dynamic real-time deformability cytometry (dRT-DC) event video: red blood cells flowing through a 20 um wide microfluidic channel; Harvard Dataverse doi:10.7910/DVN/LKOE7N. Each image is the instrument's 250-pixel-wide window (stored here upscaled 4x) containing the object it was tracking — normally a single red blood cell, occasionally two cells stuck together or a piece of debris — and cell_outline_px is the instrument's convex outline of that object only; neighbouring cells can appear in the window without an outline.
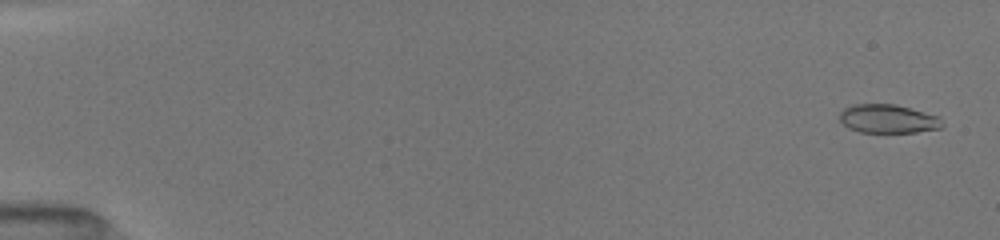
{"species": "common noctule bat (a hibernating species)", "species_latin": "Nyctalus noctula", "temperature_condition": "room temperature", "stored_images_in_passage": 70, "camera_frame_rate_fps": 3000, "um_per_image_px": 0.085, "animal": {"sex": "female", "body_mass_g": 19.5, "forearm_length_mm": 54.1}, "frame": {"image": 1, "passage_image": 2, "time_ms": 0.333, "image_size_px": [1000, 240], "cell_outline_px": [[944, 124], [940, 128], [916, 132], [860, 132], [848, 128], [840, 120], [840, 112], [844, 108], [852, 104], [896, 104], [940, 116]], "centroid_in_image_um": [75.49, 10.09], "position_along_channel_um": 9.5, "area_um2": 17.22}}
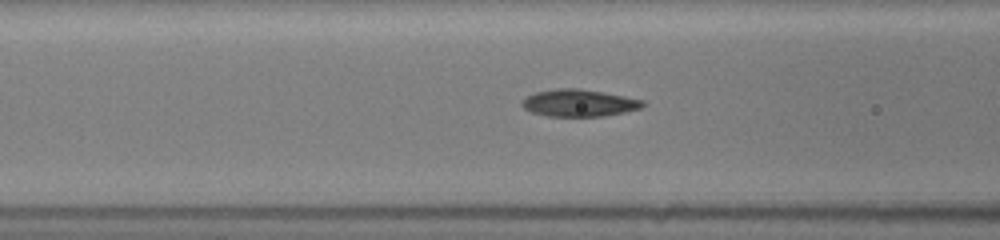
{"frame": {"image": 2, "passage_image": 26, "time_ms": 7.0, "image_size_px": [1000, 240], "cell_outline_px": [[644, 104], [640, 108], [624, 112], [604, 116], [548, 116], [532, 112], [524, 108], [520, 104], [520, 100], [536, 92], [556, 88], [580, 88], [604, 92], [644, 100]], "centroid_in_image_um": [49.19, 8.74], "position_along_channel_um": 117.4, "area_um2": 19.07}}
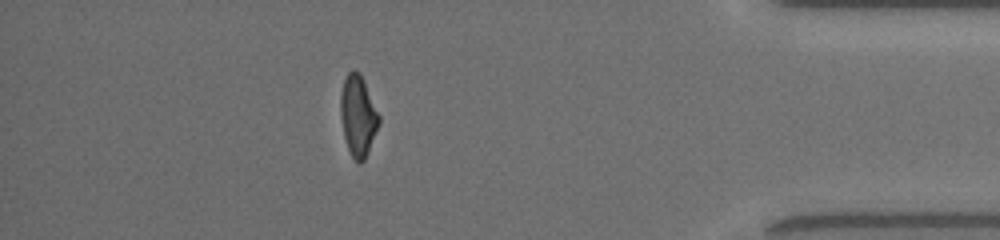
{"frame": {"image": 3, "passage_image": 56, "time_ms": 15.0, "image_size_px": [1000, 240], "cell_outline_px": [[380, 124], [368, 152], [364, 160], [360, 164], [352, 156], [348, 148], [344, 136], [340, 116], [340, 96], [344, 80], [348, 72], [352, 68], [360, 72], [380, 116]], "centroid_in_image_um": [30.44, 9.82], "position_along_channel_um": 404.8, "area_um2": 18.15}, "authors_computed_cell_mechanics": {"area_um2": 18.3804, "velocity_mm_per_s": 4.0606, "shape_relaxation_time_tau1_ms": 4.7832, "shape_relaxation_time_tau2_ms": 1.5168, "deformation_change_tau1": 0.1611, "deformation_change_tau2": 0.0731}}